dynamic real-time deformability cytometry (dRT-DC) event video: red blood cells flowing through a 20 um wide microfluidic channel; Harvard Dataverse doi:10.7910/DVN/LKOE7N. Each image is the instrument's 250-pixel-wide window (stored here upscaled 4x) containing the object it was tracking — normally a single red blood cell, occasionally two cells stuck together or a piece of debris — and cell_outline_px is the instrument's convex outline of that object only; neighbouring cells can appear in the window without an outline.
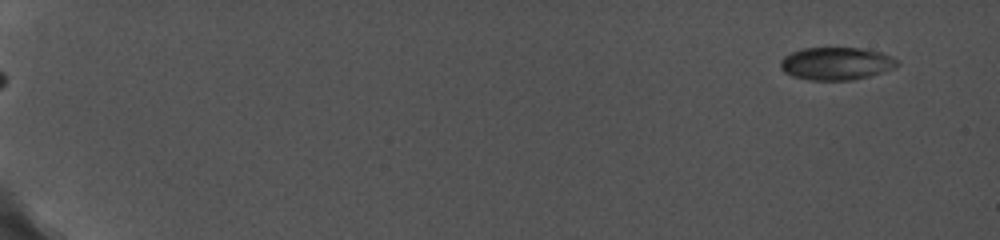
{"species": "common noctule bat (a hibernating species)", "species_latin": "Nyctalus noctula", "temperature_condition": "cold", "stored_images_in_passage": 24, "camera_frame_rate_fps": 5000, "um_per_image_px": 0.085, "animal": {"sex": "female", "body_mass_g": 19.0, "forearm_length_mm": 56.7}, "frame": {"image": 1, "passage_image": 2, "time_ms": 1.0, "image_size_px": [1000, 240], "cell_outline_px": [[900, 64], [896, 68], [868, 76], [852, 80], [808, 80], [792, 76], [784, 72], [780, 68], [780, 60], [784, 56], [792, 52], [804, 48], [860, 48], [880, 52], [892, 56], [900, 60]], "centroid_in_image_um": [71.1, 5.4], "position_along_channel_um": 13.9, "area_um2": 22.43}}
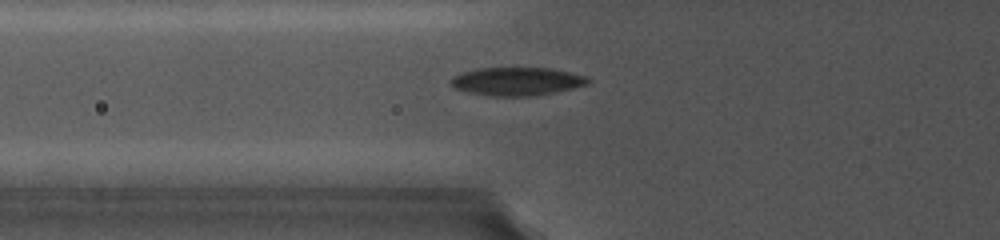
{"frame": {"image": 2, "passage_image": 13, "time_ms": 7.8, "image_size_px": [1000, 240], "cell_outline_px": [[592, 80], [588, 84], [572, 88], [532, 96], [488, 96], [464, 92], [452, 88], [448, 80], [452, 76], [460, 72], [476, 68], [552, 68], [588, 76]], "centroid_in_image_um": [43.86, 6.91], "position_along_channel_um": 81.9, "area_um2": 23.0}}
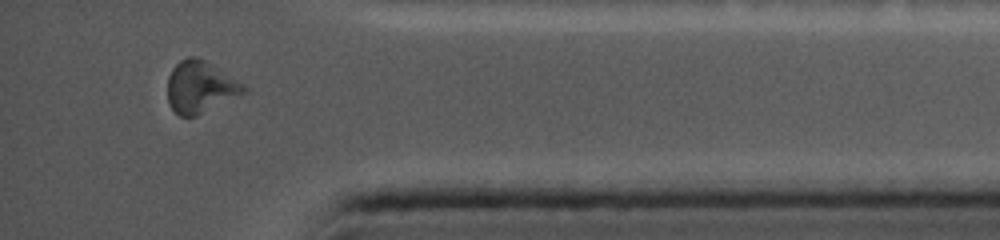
{"frame": {"image": 3, "passage_image": 24, "time_ms": 16.8, "image_size_px": [1000, 240], "cell_outline_px": [[248, 88], [244, 92], [196, 116], [180, 116], [172, 108], [168, 100], [168, 76], [172, 68], [180, 60], [188, 56], [196, 56], [212, 64], [244, 84]], "centroid_in_image_um": [16.99, 7.37], "position_along_channel_um": 418.2, "area_um2": 22.66}}